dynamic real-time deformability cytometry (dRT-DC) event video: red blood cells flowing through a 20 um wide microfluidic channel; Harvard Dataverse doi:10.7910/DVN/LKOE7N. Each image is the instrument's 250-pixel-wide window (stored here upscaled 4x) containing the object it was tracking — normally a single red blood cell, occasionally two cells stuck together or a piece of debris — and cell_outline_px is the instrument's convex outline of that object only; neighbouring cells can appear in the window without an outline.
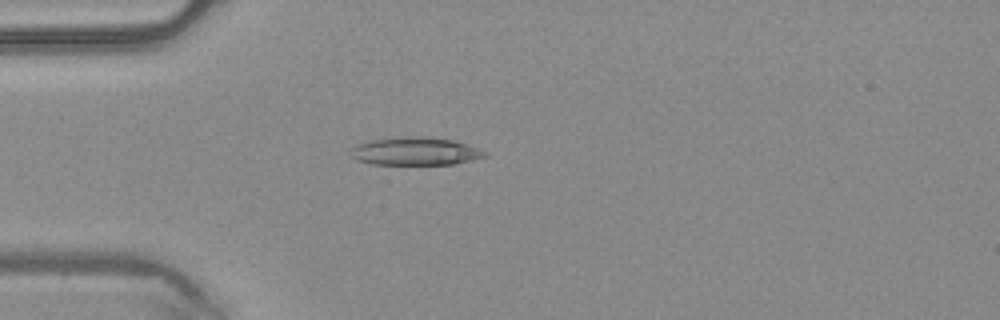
{"species": "common noctule bat (a hibernating species)", "species_latin": "Nyctalus noctula", "temperature_condition": "warm", "stored_images_in_passage": 4, "camera_frame_rate_fps": 3000, "um_per_image_px": 0.085, "animal": {"sex": "male", "body_mass_g": 20.4}, "frame": {"image": 1, "passage_image": 4, "time_ms": 1.0, "image_size_px": [1000, 320], "cell_outline_px": [[488, 156], [456, 164], [372, 164], [356, 160], [348, 152], [356, 144], [372, 140], [396, 136], [416, 136], [452, 140], [488, 152]], "centroid_in_image_um": [35.26, 12.86], "position_along_channel_um": 49.7, "area_um2": 21.85}}